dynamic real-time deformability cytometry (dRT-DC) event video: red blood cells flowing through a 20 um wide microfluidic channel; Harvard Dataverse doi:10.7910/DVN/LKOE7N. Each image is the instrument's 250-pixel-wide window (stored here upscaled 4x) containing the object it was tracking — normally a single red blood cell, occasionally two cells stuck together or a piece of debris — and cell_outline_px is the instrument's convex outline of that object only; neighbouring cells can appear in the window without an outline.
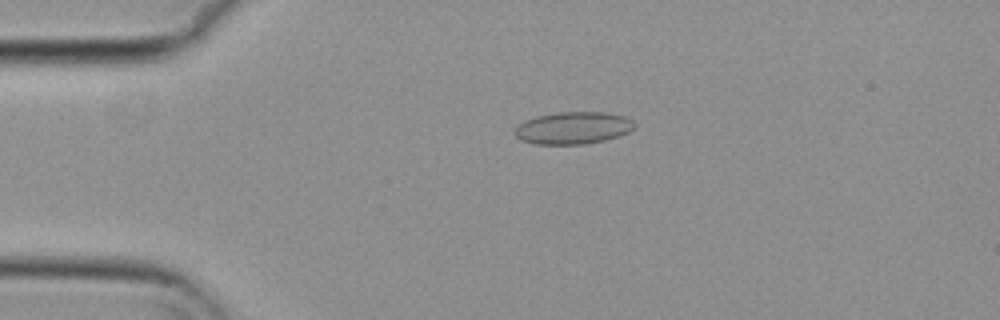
{"species": "common noctule bat (a hibernating species)", "species_latin": "Nyctalus noctula", "temperature_condition": "cold", "stored_images_in_passage": 9, "camera_frame_rate_fps": 3000, "um_per_image_px": 0.085, "animal": {"sex": "female", "body_mass_g": 29.2, "forearm_length_mm": 56.3}, "frame": {"image": 1, "passage_image": 4, "time_ms": 1.0, "image_size_px": [1000, 320], "cell_outline_px": [[636, 124], [628, 132], [620, 136], [604, 140], [584, 144], [536, 144], [520, 140], [516, 136], [516, 128], [524, 120], [536, 116], [556, 112], [604, 112], [628, 116]], "centroid_in_image_um": [48.74, 10.86], "position_along_channel_um": 36.3, "area_um2": 22.54}}